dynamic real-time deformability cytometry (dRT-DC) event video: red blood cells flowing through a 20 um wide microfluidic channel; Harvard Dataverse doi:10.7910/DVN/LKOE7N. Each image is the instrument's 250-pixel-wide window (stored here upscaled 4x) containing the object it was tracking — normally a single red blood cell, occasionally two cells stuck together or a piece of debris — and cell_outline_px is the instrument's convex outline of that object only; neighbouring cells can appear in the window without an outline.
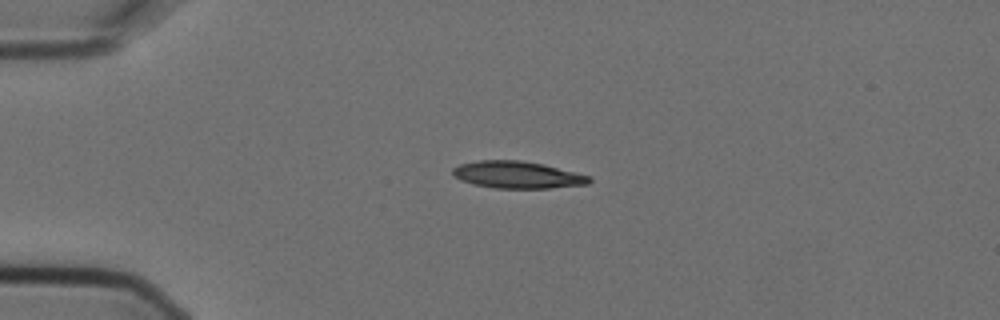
{"species": "Egyptian fruit bat (a non-hibernating species)", "species_latin": "Rousettus aegyptiacus", "temperature_condition": "cold", "stored_images_in_passage": 1, "camera_frame_rate_fps": 3000, "um_per_image_px": 0.085, "animal": {"sex": "female"}, "frame": {"image": 1, "passage_image": 1, "time_ms": 0.0, "image_size_px": [1000, 320], "cell_outline_px": [[592, 180], [588, 184], [548, 188], [496, 188], [476, 184], [460, 180], [452, 172], [452, 168], [460, 164], [480, 160], [520, 160], [544, 164], [592, 176]], "centroid_in_image_um": [44.02, 14.85], "position_along_channel_um": 41.0, "area_um2": 21.44}}